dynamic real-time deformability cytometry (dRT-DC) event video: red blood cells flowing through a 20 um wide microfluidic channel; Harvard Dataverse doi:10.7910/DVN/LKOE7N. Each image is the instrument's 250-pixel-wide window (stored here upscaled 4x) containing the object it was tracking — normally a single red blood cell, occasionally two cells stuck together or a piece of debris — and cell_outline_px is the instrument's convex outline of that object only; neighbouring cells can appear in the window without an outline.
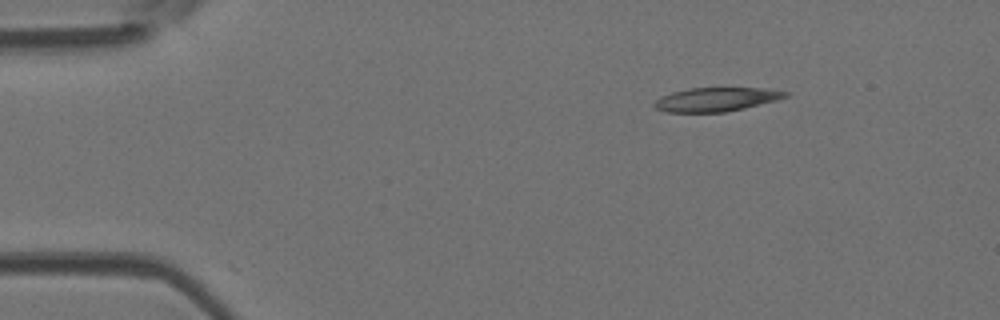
{"species": "Egyptian fruit bat (a non-hibernating species)", "species_latin": "Rousettus aegyptiacus", "temperature_condition": "room temperature", "stored_images_in_passage": 43, "camera_frame_rate_fps": 3000, "um_per_image_px": 0.085, "animal": {"sex": "female"}, "frame": {"image": 1, "passage_image": 1, "time_ms": 0.0, "image_size_px": [1000, 320], "cell_outline_px": [[788, 96], [776, 100], [744, 108], [724, 112], [668, 112], [656, 108], [652, 104], [660, 96], [672, 92], [688, 88], [764, 88], [788, 92]], "centroid_in_image_um": [60.85, 8.44], "position_along_channel_um": 24.2, "area_um2": 18.09}}
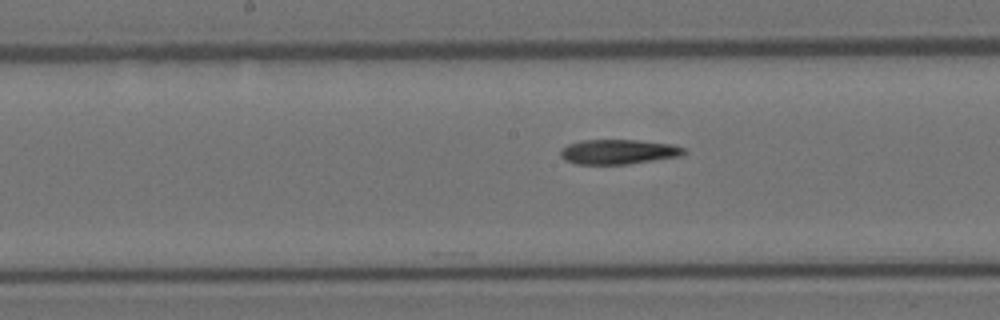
{"frame": {"image": 2, "passage_image": 19, "time_ms": 6.0, "image_size_px": [1000, 320], "cell_outline_px": [[688, 152], [680, 156], [628, 164], [576, 164], [564, 160], [560, 156], [560, 152], [568, 144], [580, 140], [636, 140], [672, 144], [688, 148]], "centroid_in_image_um": [52.6, 12.9], "position_along_channel_um": 195.6, "area_um2": 17.92}}
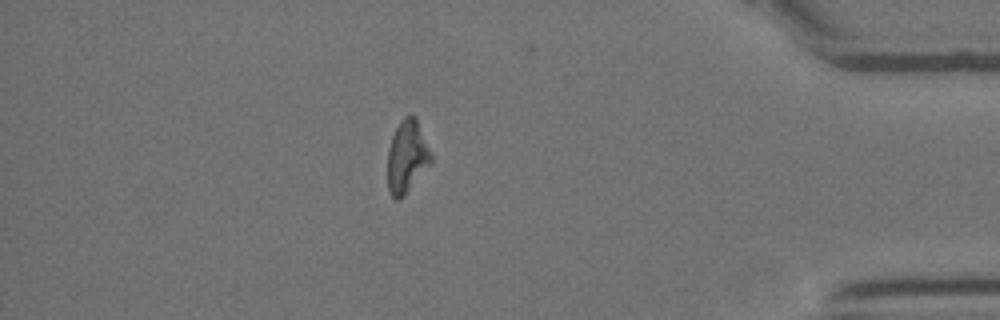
{"frame": {"image": 3, "passage_image": 37, "time_ms": 12.0, "image_size_px": [1000, 320], "cell_outline_px": [[432, 160], [404, 196], [400, 200], [396, 200], [392, 196], [388, 188], [388, 148], [392, 136], [400, 120], [404, 116], [416, 116], [432, 156]], "centroid_in_image_um": [34.57, 13.31], "position_along_channel_um": 400.6, "area_um2": 18.09}}